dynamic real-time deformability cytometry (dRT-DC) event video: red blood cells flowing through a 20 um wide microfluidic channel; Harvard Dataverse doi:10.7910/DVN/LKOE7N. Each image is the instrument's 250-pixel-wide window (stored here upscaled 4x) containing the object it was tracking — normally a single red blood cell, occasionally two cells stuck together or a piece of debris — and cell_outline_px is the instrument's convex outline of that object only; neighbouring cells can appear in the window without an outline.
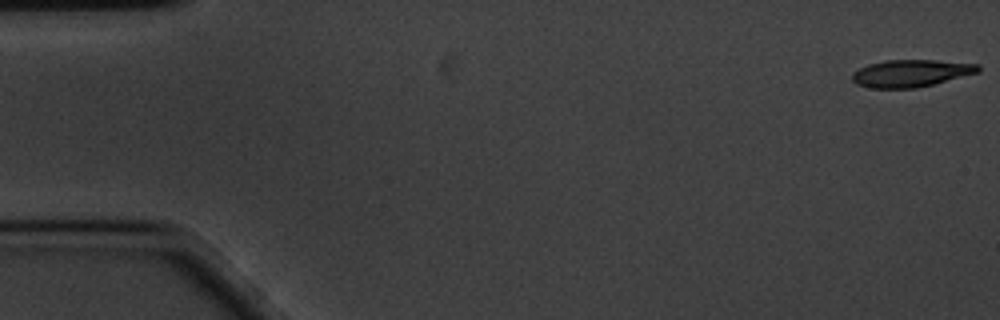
{"species": "common noctule bat (a hibernating species)", "species_latin": "Nyctalus noctula", "temperature_condition": "cold", "stored_images_in_passage": 59, "camera_frame_rate_fps": 3000, "um_per_image_px": 0.085, "animal": {"sex": "male", "body_mass_g": 20.1, "forearm_length_mm": 53.5}, "frame": {"image": 1, "passage_image": 1, "time_ms": 0.0, "image_size_px": [1000, 320], "cell_outline_px": [[980, 72], [916, 88], [872, 88], [856, 84], [852, 80], [852, 72], [868, 64], [888, 60], [936, 60], [980, 64]], "centroid_in_image_um": [77.43, 6.22], "position_along_channel_um": 7.6, "area_um2": 19.94}}
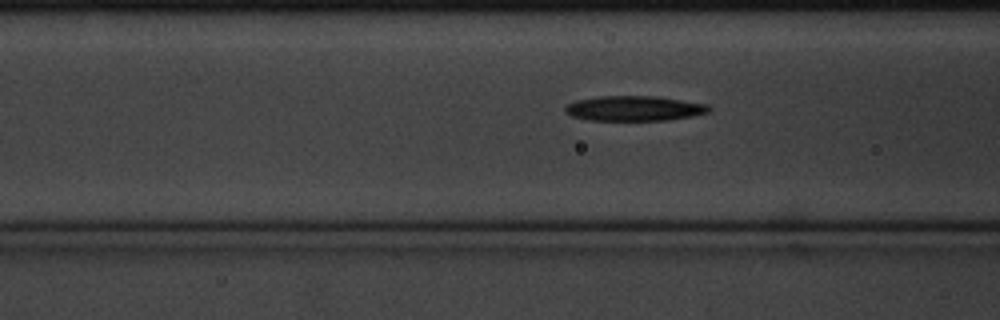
{"frame": {"image": 2, "passage_image": 22, "time_ms": 7.0, "image_size_px": [1000, 320], "cell_outline_px": [[712, 108], [708, 112], [692, 116], [668, 120], [588, 120], [572, 116], [564, 112], [564, 108], [568, 104], [576, 100], [596, 96], [656, 96], [708, 104]], "centroid_in_image_um": [53.9, 9.21], "position_along_channel_um": 112.7, "area_um2": 21.04}}
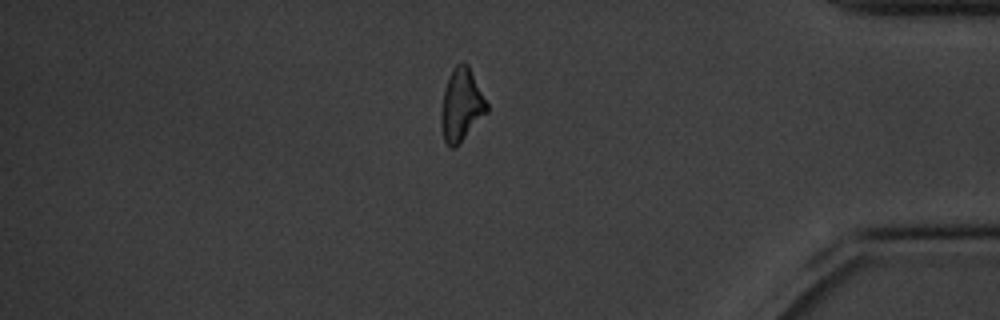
{"frame": {"image": 3, "passage_image": 50, "time_ms": 16.333, "image_size_px": [1000, 320], "cell_outline_px": [[488, 112], [460, 144], [452, 148], [444, 140], [440, 124], [440, 112], [444, 92], [448, 76], [452, 68], [456, 64], [468, 64], [488, 104]], "centroid_in_image_um": [39.21, 8.95], "position_along_channel_um": 396.0, "area_um2": 19.42}, "authors_computed_cell_mechanics": {"area_um2": 20.23, "velocity_mm_per_s": 3.3698, "shape_relaxation_time_tau1_ms": 5.6421, "shape_relaxation_time_tau2_ms": null, "deformation_change_tau1": 0.1424, "deformation_change_tau2": null}}